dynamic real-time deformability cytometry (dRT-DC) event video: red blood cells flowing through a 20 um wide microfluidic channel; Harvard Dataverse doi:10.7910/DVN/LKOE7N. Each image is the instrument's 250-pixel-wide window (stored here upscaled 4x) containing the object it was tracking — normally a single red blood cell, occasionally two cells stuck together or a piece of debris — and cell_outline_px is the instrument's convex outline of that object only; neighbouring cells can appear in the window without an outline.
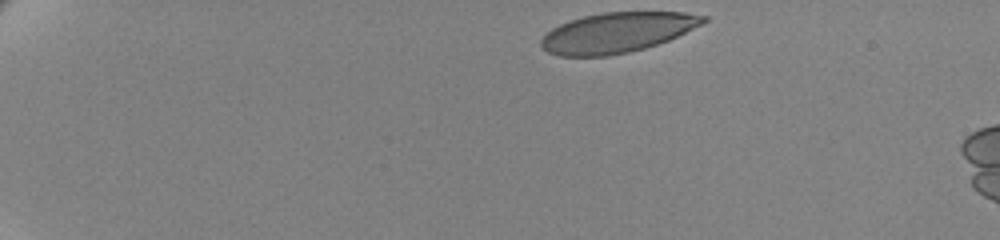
{"species": "human", "species_latin": "Homo sapiens", "temperature_condition": "cold", "stored_images_in_passage": 8, "camera_frame_rate_fps": 3000, "um_per_image_px": 0.085, "donor": {"sex": "female"}, "frame": {"image": 1, "passage_image": 1, "time_ms": 0.0, "image_size_px": [1000, 240], "cell_outline_px": [[708, 20], [668, 40], [644, 48], [628, 52], [608, 56], [560, 56], [548, 52], [540, 44], [540, 40], [552, 28], [560, 24], [584, 16], [604, 12], [684, 12], [708, 16]], "centroid_in_image_um": [52.44, 2.76], "position_along_channel_um": 32.6, "area_um2": 37.45}}